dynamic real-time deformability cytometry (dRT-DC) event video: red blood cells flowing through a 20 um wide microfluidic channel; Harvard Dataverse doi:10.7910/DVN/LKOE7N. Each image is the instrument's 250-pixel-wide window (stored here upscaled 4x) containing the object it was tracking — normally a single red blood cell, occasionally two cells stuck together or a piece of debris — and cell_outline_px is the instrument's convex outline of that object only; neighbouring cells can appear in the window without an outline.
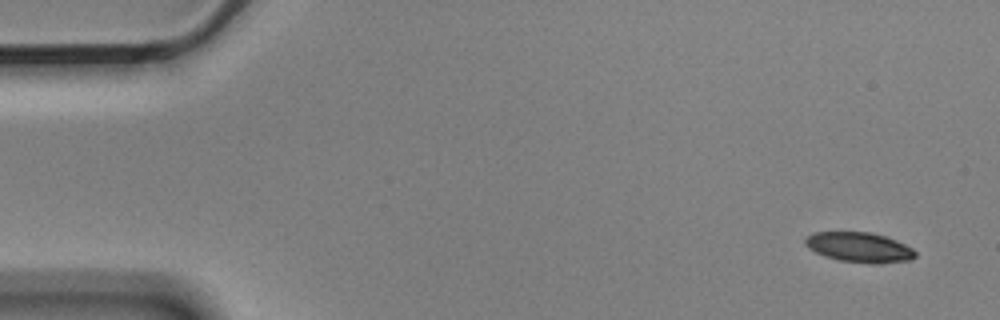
{"species": "Egyptian fruit bat (a non-hibernating species)", "species_latin": "Rousettus aegyptiacus", "temperature_condition": "cold", "stored_images_in_passage": 5, "camera_frame_rate_fps": 3000, "um_per_image_px": 0.085, "animal": {"sex": "male"}, "frame": {"image": 1, "passage_image": 1, "time_ms": 0.0, "image_size_px": [1000, 320], "cell_outline_px": [[916, 256], [908, 260], [840, 260], [824, 256], [808, 248], [804, 244], [804, 240], [812, 232], [868, 232], [884, 236], [904, 244], [912, 248], [916, 252]], "centroid_in_image_um": [72.93, 20.95], "position_along_channel_um": 12.1, "area_um2": 18.03}}
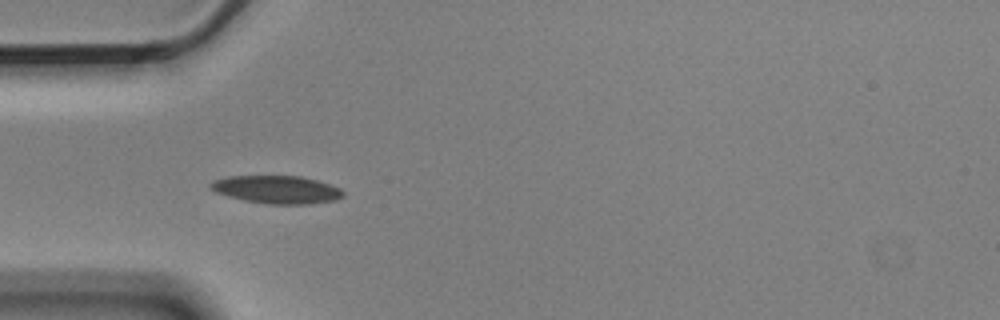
{"frame": {"image": 2, "passage_image": 4, "time_ms": 1.0, "image_size_px": [1000, 320], "cell_outline_px": [[344, 196], [336, 200], [308, 204], [268, 204], [244, 200], [228, 196], [216, 192], [208, 188], [208, 184], [212, 180], [228, 176], [300, 176], [316, 180], [340, 188], [344, 192]], "centroid_in_image_um": [23.49, 16.11], "position_along_channel_um": 61.5, "area_um2": 21.62}}
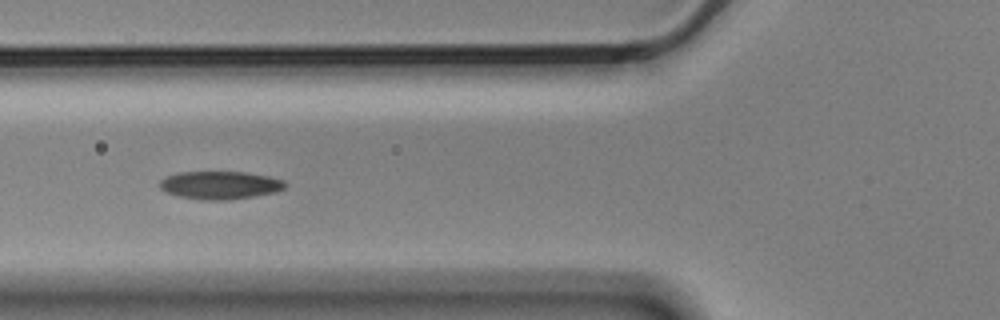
{"frame": {"image": 3, "passage_image": 5, "time_ms": 1.333, "image_size_px": [1000, 320], "cell_outline_px": [[288, 184], [284, 188], [276, 192], [228, 200], [204, 200], [180, 196], [168, 192], [160, 188], [160, 180], [164, 176], [176, 172], [244, 172], [268, 176], [284, 180]], "centroid_in_image_um": [18.7, 15.73], "position_along_channel_um": 107.1, "area_um2": 20.4}}